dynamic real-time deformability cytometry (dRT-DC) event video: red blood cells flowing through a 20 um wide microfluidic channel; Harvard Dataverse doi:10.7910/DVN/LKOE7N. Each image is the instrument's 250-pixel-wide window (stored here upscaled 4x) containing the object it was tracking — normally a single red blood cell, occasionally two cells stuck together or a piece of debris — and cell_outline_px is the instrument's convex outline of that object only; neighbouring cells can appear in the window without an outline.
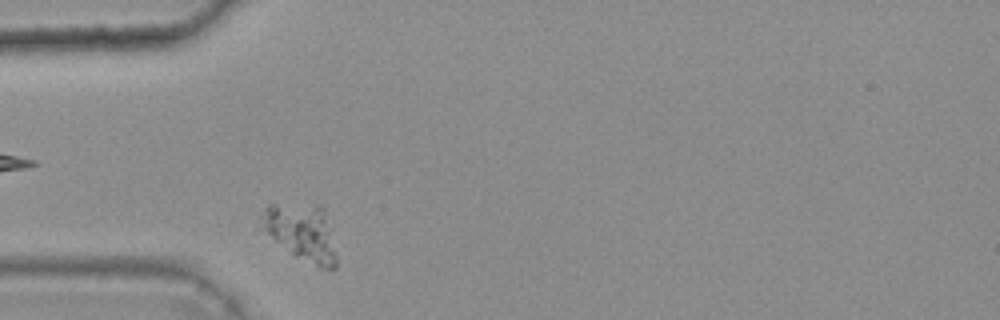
{"species": "common noctule bat (a hibernating species)", "species_latin": "Nyctalus noctula", "temperature_condition": "warm", "stored_images_in_passage": 30, "camera_frame_rate_fps": 3000, "um_per_image_px": 0.085, "animal": {"sex": "female", "body_mass_g": 25.1}, "frame": {"image": 1, "passage_image": 1, "time_ms": 0.0, "image_size_px": [1000, 320], "cell_outline_px": [[336, 268], [320, 268], [296, 256], [264, 232], [264, 208], [268, 204], [320, 204], [324, 208], [336, 260]], "centroid_in_image_um": [25.64, 19.72], "position_along_channel_um": 59.4, "area_um2": 23.99}}
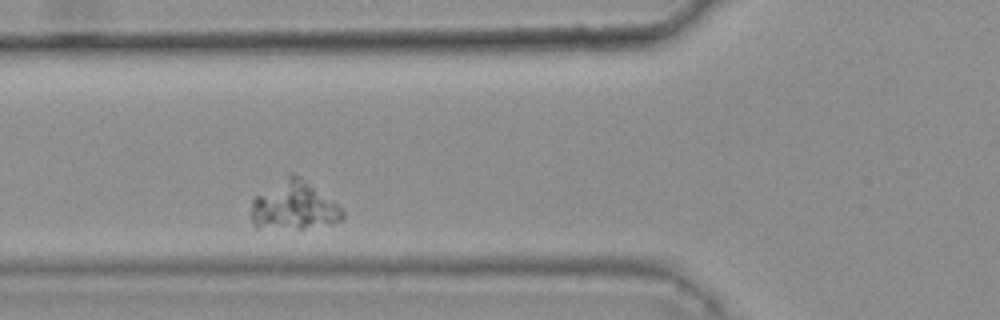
{"frame": {"image": 2, "passage_image": 5, "time_ms": 1.333, "image_size_px": [1000, 320], "cell_outline_px": [[344, 216], [340, 220], [332, 224], [304, 228], [256, 228], [252, 224], [252, 200], [256, 196], [288, 172], [300, 176], [336, 204], [344, 212]], "centroid_in_image_um": [24.94, 17.48], "position_along_channel_um": 100.9, "area_um2": 25.66}}
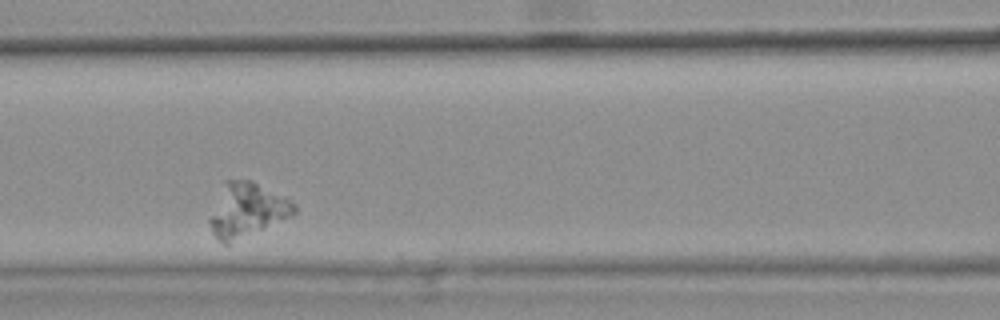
{"frame": {"image": 3, "passage_image": 9, "time_ms": 2.667, "image_size_px": [1000, 320], "cell_outline_px": [[296, 212], [288, 216], [228, 244], [224, 244], [212, 232], [208, 220], [224, 180], [252, 180], [292, 200], [296, 204]], "centroid_in_image_um": [20.96, 17.81], "position_along_channel_um": 145.6, "area_um2": 26.01}}